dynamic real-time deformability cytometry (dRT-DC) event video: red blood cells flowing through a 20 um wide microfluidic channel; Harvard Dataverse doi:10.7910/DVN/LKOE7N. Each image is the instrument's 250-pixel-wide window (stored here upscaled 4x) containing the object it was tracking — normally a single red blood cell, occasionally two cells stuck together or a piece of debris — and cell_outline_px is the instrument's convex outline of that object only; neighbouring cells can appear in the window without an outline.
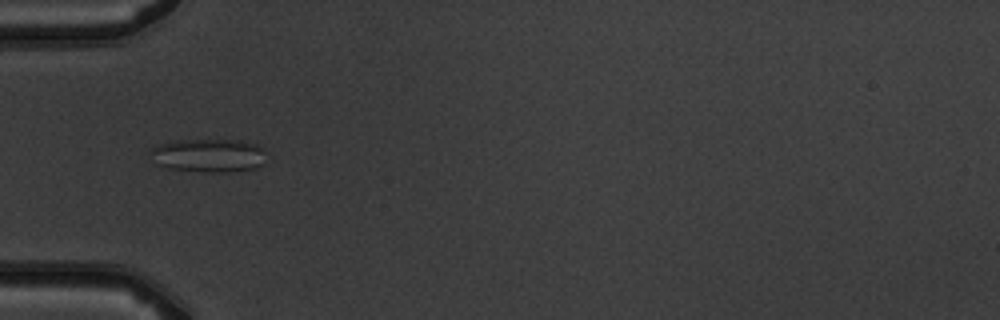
{"species": "common noctule bat (a hibernating species)", "species_latin": "Nyctalus noctula", "temperature_condition": "warm", "stored_images_in_passage": 6, "camera_frame_rate_fps": 3000, "um_per_image_px": 0.085, "animal": {"sex": "male", "body_mass_g": 19.5, "forearm_length_mm": 54.6}, "frame": {"image": 1, "passage_image": 4, "time_ms": 4.333, "image_size_px": [1000, 320], "cell_outline_px": [[264, 164], [256, 168], [228, 172], [204, 172], [168, 168], [156, 164], [148, 152], [156, 144], [176, 140], [240, 140], [256, 144], [264, 148]], "centroid_in_image_um": [17.71, 13.21], "position_along_channel_um": 67.3, "area_um2": 22.89}}
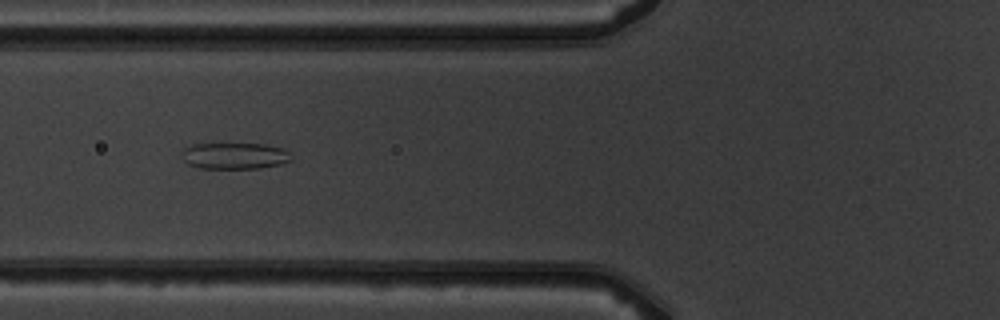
{"frame": {"image": 2, "passage_image": 5, "time_ms": 5.333, "image_size_px": [1000, 320], "cell_outline_px": [[292, 160], [280, 164], [260, 168], [200, 168], [188, 164], [180, 156], [184, 148], [192, 144], [264, 144], [284, 148], [288, 152]], "centroid_in_image_um": [19.93, 13.24], "position_along_channel_um": 105.9, "area_um2": 16.82}}
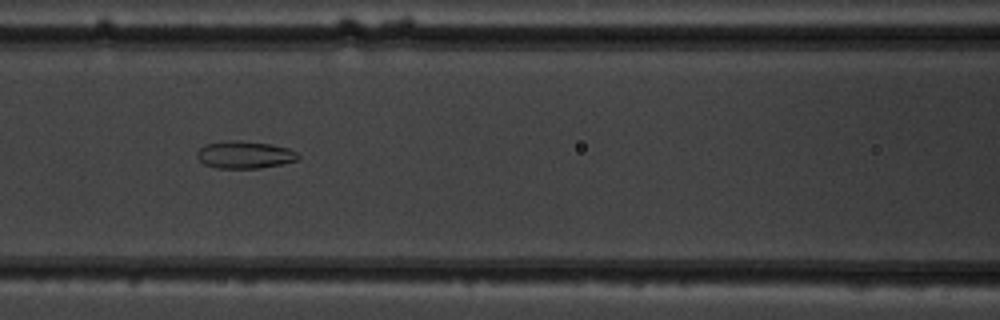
{"frame": {"image": 3, "passage_image": 6, "time_ms": 6.333, "image_size_px": [1000, 320], "cell_outline_px": [[300, 156], [296, 160], [280, 164], [260, 168], [216, 168], [204, 164], [196, 156], [196, 152], [204, 144], [232, 140], [240, 140], [272, 144], [288, 148], [296, 152]], "centroid_in_image_um": [20.77, 13.15], "position_along_channel_um": 145.8, "area_um2": 16.13}}